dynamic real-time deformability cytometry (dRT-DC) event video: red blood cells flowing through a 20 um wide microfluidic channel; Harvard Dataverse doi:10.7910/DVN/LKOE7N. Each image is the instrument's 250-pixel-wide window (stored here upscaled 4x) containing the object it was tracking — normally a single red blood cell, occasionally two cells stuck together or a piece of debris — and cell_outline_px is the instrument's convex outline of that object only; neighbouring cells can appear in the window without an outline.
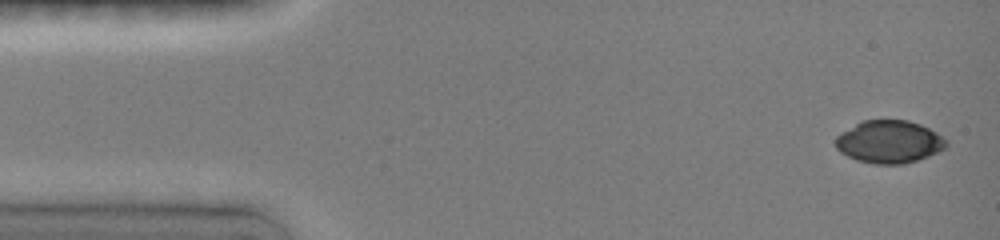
{"species": "common noctule bat (a hibernating species)", "species_latin": "Nyctalus noctula", "temperature_condition": "room temperature", "stored_images_in_passage": 43, "camera_frame_rate_fps": 3000, "um_per_image_px": 0.085, "animal": {"sex": "female", "body_mass_g": 19.0, "forearm_length_mm": 51.5}, "frame": {"image": 1, "passage_image": 1, "time_ms": 0.0, "image_size_px": [1000, 240], "cell_outline_px": [[948, 144], [944, 148], [928, 156], [904, 164], [872, 164], [856, 160], [840, 152], [836, 148], [836, 136], [840, 132], [864, 120], [908, 120], [920, 124], [936, 132], [948, 140]], "centroid_in_image_um": [75.57, 12.05], "position_along_channel_um": 9.4, "area_um2": 27.51}}
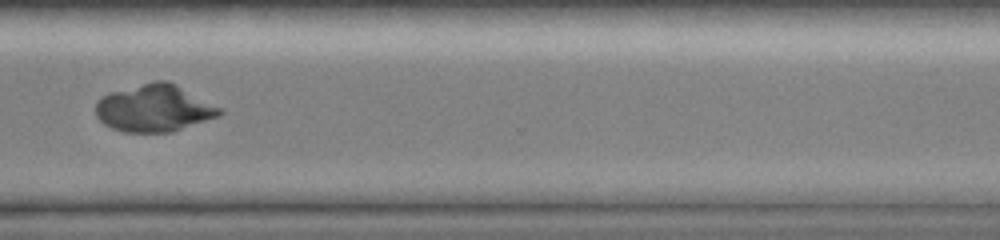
{"frame": {"image": 2, "passage_image": 37, "time_ms": 11.333, "image_size_px": [1000, 240], "cell_outline_px": [[224, 112], [220, 116], [172, 132], [124, 132], [112, 128], [104, 124], [96, 116], [96, 104], [108, 92], [156, 80], [168, 80], [224, 108]], "centroid_in_image_um": [13.16, 9.19], "position_along_channel_um": 357.4, "area_um2": 34.28}}
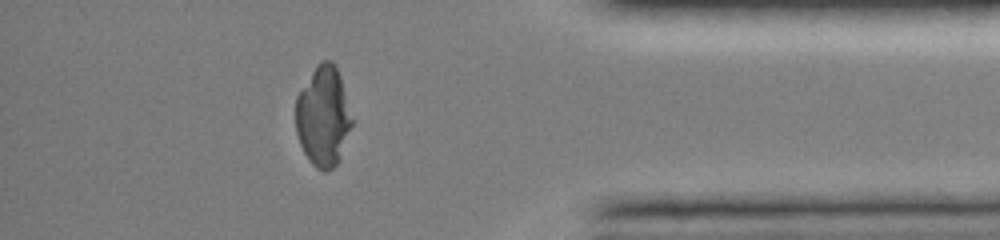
{"frame": {"image": 3, "passage_image": 40, "time_ms": 13.0, "image_size_px": [1000, 240], "cell_outline_px": [[356, 120], [340, 160], [332, 168], [324, 172], [316, 168], [312, 164], [304, 152], [300, 144], [296, 132], [296, 96], [316, 64], [320, 60], [332, 60], [340, 76]], "centroid_in_image_um": [27.53, 9.89], "position_along_channel_um": 407.7, "area_um2": 33.7}}